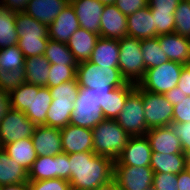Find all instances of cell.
<instances>
[{"instance_id":"obj_1","label":"cell","mask_w":190,"mask_h":190,"mask_svg":"<svg viewBox=\"0 0 190 190\" xmlns=\"http://www.w3.org/2000/svg\"><path fill=\"white\" fill-rule=\"evenodd\" d=\"M69 182L71 190H94L113 179L114 161L93 151L71 153Z\"/></svg>"},{"instance_id":"obj_2","label":"cell","mask_w":190,"mask_h":190,"mask_svg":"<svg viewBox=\"0 0 190 190\" xmlns=\"http://www.w3.org/2000/svg\"><path fill=\"white\" fill-rule=\"evenodd\" d=\"M11 108L25 113L36 126H46L47 112L52 102L50 89L24 83L10 93Z\"/></svg>"},{"instance_id":"obj_3","label":"cell","mask_w":190,"mask_h":190,"mask_svg":"<svg viewBox=\"0 0 190 190\" xmlns=\"http://www.w3.org/2000/svg\"><path fill=\"white\" fill-rule=\"evenodd\" d=\"M93 152L115 161L126 147L129 138L116 120L104 119L92 129Z\"/></svg>"},{"instance_id":"obj_4","label":"cell","mask_w":190,"mask_h":190,"mask_svg":"<svg viewBox=\"0 0 190 190\" xmlns=\"http://www.w3.org/2000/svg\"><path fill=\"white\" fill-rule=\"evenodd\" d=\"M76 79L79 88L89 89H114L127 83L119 68L99 66L90 61L78 63Z\"/></svg>"},{"instance_id":"obj_5","label":"cell","mask_w":190,"mask_h":190,"mask_svg":"<svg viewBox=\"0 0 190 190\" xmlns=\"http://www.w3.org/2000/svg\"><path fill=\"white\" fill-rule=\"evenodd\" d=\"M118 45L121 75L127 82L138 84L146 72L141 53V40L126 36L118 40Z\"/></svg>"},{"instance_id":"obj_6","label":"cell","mask_w":190,"mask_h":190,"mask_svg":"<svg viewBox=\"0 0 190 190\" xmlns=\"http://www.w3.org/2000/svg\"><path fill=\"white\" fill-rule=\"evenodd\" d=\"M184 66V64L169 60L159 66L149 68L138 85L148 92L164 94L177 86Z\"/></svg>"},{"instance_id":"obj_7","label":"cell","mask_w":190,"mask_h":190,"mask_svg":"<svg viewBox=\"0 0 190 190\" xmlns=\"http://www.w3.org/2000/svg\"><path fill=\"white\" fill-rule=\"evenodd\" d=\"M144 114L142 88L136 84L135 90L127 97L115 120L130 136H145L149 129Z\"/></svg>"},{"instance_id":"obj_8","label":"cell","mask_w":190,"mask_h":190,"mask_svg":"<svg viewBox=\"0 0 190 190\" xmlns=\"http://www.w3.org/2000/svg\"><path fill=\"white\" fill-rule=\"evenodd\" d=\"M104 119L101 108L98 105L97 91L89 88H79L70 124L93 129Z\"/></svg>"},{"instance_id":"obj_9","label":"cell","mask_w":190,"mask_h":190,"mask_svg":"<svg viewBox=\"0 0 190 190\" xmlns=\"http://www.w3.org/2000/svg\"><path fill=\"white\" fill-rule=\"evenodd\" d=\"M60 178L69 181V157L67 153L55 156H37L28 170V180L38 181Z\"/></svg>"},{"instance_id":"obj_10","label":"cell","mask_w":190,"mask_h":190,"mask_svg":"<svg viewBox=\"0 0 190 190\" xmlns=\"http://www.w3.org/2000/svg\"><path fill=\"white\" fill-rule=\"evenodd\" d=\"M142 100L148 129L170 126L173 123V105L163 94L142 89Z\"/></svg>"},{"instance_id":"obj_11","label":"cell","mask_w":190,"mask_h":190,"mask_svg":"<svg viewBox=\"0 0 190 190\" xmlns=\"http://www.w3.org/2000/svg\"><path fill=\"white\" fill-rule=\"evenodd\" d=\"M36 125L24 112L10 109L0 121V147L25 138H31Z\"/></svg>"},{"instance_id":"obj_12","label":"cell","mask_w":190,"mask_h":190,"mask_svg":"<svg viewBox=\"0 0 190 190\" xmlns=\"http://www.w3.org/2000/svg\"><path fill=\"white\" fill-rule=\"evenodd\" d=\"M153 175L150 166H114L113 178L120 190H152Z\"/></svg>"},{"instance_id":"obj_13","label":"cell","mask_w":190,"mask_h":190,"mask_svg":"<svg viewBox=\"0 0 190 190\" xmlns=\"http://www.w3.org/2000/svg\"><path fill=\"white\" fill-rule=\"evenodd\" d=\"M152 150L145 136H131L126 147L114 161V166H150Z\"/></svg>"},{"instance_id":"obj_14","label":"cell","mask_w":190,"mask_h":190,"mask_svg":"<svg viewBox=\"0 0 190 190\" xmlns=\"http://www.w3.org/2000/svg\"><path fill=\"white\" fill-rule=\"evenodd\" d=\"M64 153H82L93 151L92 129L68 124L60 129Z\"/></svg>"},{"instance_id":"obj_15","label":"cell","mask_w":190,"mask_h":190,"mask_svg":"<svg viewBox=\"0 0 190 190\" xmlns=\"http://www.w3.org/2000/svg\"><path fill=\"white\" fill-rule=\"evenodd\" d=\"M79 25L87 31L100 35V20L104 5L98 0H70Z\"/></svg>"},{"instance_id":"obj_16","label":"cell","mask_w":190,"mask_h":190,"mask_svg":"<svg viewBox=\"0 0 190 190\" xmlns=\"http://www.w3.org/2000/svg\"><path fill=\"white\" fill-rule=\"evenodd\" d=\"M127 36V17L115 4L104 5L100 20V37L122 39Z\"/></svg>"},{"instance_id":"obj_17","label":"cell","mask_w":190,"mask_h":190,"mask_svg":"<svg viewBox=\"0 0 190 190\" xmlns=\"http://www.w3.org/2000/svg\"><path fill=\"white\" fill-rule=\"evenodd\" d=\"M37 156H55L63 152L60 129L36 126L31 137Z\"/></svg>"},{"instance_id":"obj_18","label":"cell","mask_w":190,"mask_h":190,"mask_svg":"<svg viewBox=\"0 0 190 190\" xmlns=\"http://www.w3.org/2000/svg\"><path fill=\"white\" fill-rule=\"evenodd\" d=\"M79 28L78 18L69 4L48 26V37L53 41L67 43Z\"/></svg>"},{"instance_id":"obj_19","label":"cell","mask_w":190,"mask_h":190,"mask_svg":"<svg viewBox=\"0 0 190 190\" xmlns=\"http://www.w3.org/2000/svg\"><path fill=\"white\" fill-rule=\"evenodd\" d=\"M152 152L163 154L184 153L179 137L172 126L149 129L146 133Z\"/></svg>"},{"instance_id":"obj_20","label":"cell","mask_w":190,"mask_h":190,"mask_svg":"<svg viewBox=\"0 0 190 190\" xmlns=\"http://www.w3.org/2000/svg\"><path fill=\"white\" fill-rule=\"evenodd\" d=\"M161 49L170 61L190 65V38L176 33L159 35Z\"/></svg>"},{"instance_id":"obj_21","label":"cell","mask_w":190,"mask_h":190,"mask_svg":"<svg viewBox=\"0 0 190 190\" xmlns=\"http://www.w3.org/2000/svg\"><path fill=\"white\" fill-rule=\"evenodd\" d=\"M127 36L139 40L156 38V28L149 6L127 16Z\"/></svg>"},{"instance_id":"obj_22","label":"cell","mask_w":190,"mask_h":190,"mask_svg":"<svg viewBox=\"0 0 190 190\" xmlns=\"http://www.w3.org/2000/svg\"><path fill=\"white\" fill-rule=\"evenodd\" d=\"M69 2L70 0H30L24 12L49 26Z\"/></svg>"},{"instance_id":"obj_23","label":"cell","mask_w":190,"mask_h":190,"mask_svg":"<svg viewBox=\"0 0 190 190\" xmlns=\"http://www.w3.org/2000/svg\"><path fill=\"white\" fill-rule=\"evenodd\" d=\"M99 37V34L87 31L81 27L70 37L67 47L77 63L89 61Z\"/></svg>"},{"instance_id":"obj_24","label":"cell","mask_w":190,"mask_h":190,"mask_svg":"<svg viewBox=\"0 0 190 190\" xmlns=\"http://www.w3.org/2000/svg\"><path fill=\"white\" fill-rule=\"evenodd\" d=\"M89 61L99 66L119 68L118 40L99 37Z\"/></svg>"},{"instance_id":"obj_25","label":"cell","mask_w":190,"mask_h":190,"mask_svg":"<svg viewBox=\"0 0 190 190\" xmlns=\"http://www.w3.org/2000/svg\"><path fill=\"white\" fill-rule=\"evenodd\" d=\"M49 68L50 62L44 55L25 58V83L48 87Z\"/></svg>"},{"instance_id":"obj_26","label":"cell","mask_w":190,"mask_h":190,"mask_svg":"<svg viewBox=\"0 0 190 190\" xmlns=\"http://www.w3.org/2000/svg\"><path fill=\"white\" fill-rule=\"evenodd\" d=\"M28 171L0 147V186L28 182Z\"/></svg>"},{"instance_id":"obj_27","label":"cell","mask_w":190,"mask_h":190,"mask_svg":"<svg viewBox=\"0 0 190 190\" xmlns=\"http://www.w3.org/2000/svg\"><path fill=\"white\" fill-rule=\"evenodd\" d=\"M5 152L25 170H29L37 159L31 138L21 139L2 146Z\"/></svg>"},{"instance_id":"obj_28","label":"cell","mask_w":190,"mask_h":190,"mask_svg":"<svg viewBox=\"0 0 190 190\" xmlns=\"http://www.w3.org/2000/svg\"><path fill=\"white\" fill-rule=\"evenodd\" d=\"M185 153L163 154L152 152L150 167L154 173H169L178 175L185 170Z\"/></svg>"},{"instance_id":"obj_29","label":"cell","mask_w":190,"mask_h":190,"mask_svg":"<svg viewBox=\"0 0 190 190\" xmlns=\"http://www.w3.org/2000/svg\"><path fill=\"white\" fill-rule=\"evenodd\" d=\"M136 84L127 82L112 89L105 99V119L115 120L122 111L127 97L135 90Z\"/></svg>"},{"instance_id":"obj_30","label":"cell","mask_w":190,"mask_h":190,"mask_svg":"<svg viewBox=\"0 0 190 190\" xmlns=\"http://www.w3.org/2000/svg\"><path fill=\"white\" fill-rule=\"evenodd\" d=\"M74 103L63 100H52L47 112L46 126L61 129L70 124Z\"/></svg>"},{"instance_id":"obj_31","label":"cell","mask_w":190,"mask_h":190,"mask_svg":"<svg viewBox=\"0 0 190 190\" xmlns=\"http://www.w3.org/2000/svg\"><path fill=\"white\" fill-rule=\"evenodd\" d=\"M15 22L19 38L48 37V26L35 20L25 12L16 13Z\"/></svg>"},{"instance_id":"obj_32","label":"cell","mask_w":190,"mask_h":190,"mask_svg":"<svg viewBox=\"0 0 190 190\" xmlns=\"http://www.w3.org/2000/svg\"><path fill=\"white\" fill-rule=\"evenodd\" d=\"M15 14L12 10L0 6V49L18 43Z\"/></svg>"},{"instance_id":"obj_33","label":"cell","mask_w":190,"mask_h":190,"mask_svg":"<svg viewBox=\"0 0 190 190\" xmlns=\"http://www.w3.org/2000/svg\"><path fill=\"white\" fill-rule=\"evenodd\" d=\"M141 53L146 70L169 61L164 50L160 47L159 36L141 40Z\"/></svg>"},{"instance_id":"obj_34","label":"cell","mask_w":190,"mask_h":190,"mask_svg":"<svg viewBox=\"0 0 190 190\" xmlns=\"http://www.w3.org/2000/svg\"><path fill=\"white\" fill-rule=\"evenodd\" d=\"M44 56L50 64L78 65L67 43L50 40L47 43Z\"/></svg>"},{"instance_id":"obj_35","label":"cell","mask_w":190,"mask_h":190,"mask_svg":"<svg viewBox=\"0 0 190 190\" xmlns=\"http://www.w3.org/2000/svg\"><path fill=\"white\" fill-rule=\"evenodd\" d=\"M25 56L17 44L0 49V67L7 71L24 68Z\"/></svg>"},{"instance_id":"obj_36","label":"cell","mask_w":190,"mask_h":190,"mask_svg":"<svg viewBox=\"0 0 190 190\" xmlns=\"http://www.w3.org/2000/svg\"><path fill=\"white\" fill-rule=\"evenodd\" d=\"M174 33L190 38V0H180L174 12Z\"/></svg>"},{"instance_id":"obj_37","label":"cell","mask_w":190,"mask_h":190,"mask_svg":"<svg viewBox=\"0 0 190 190\" xmlns=\"http://www.w3.org/2000/svg\"><path fill=\"white\" fill-rule=\"evenodd\" d=\"M49 37H25L19 38L17 46L23 52L25 58L44 55Z\"/></svg>"},{"instance_id":"obj_38","label":"cell","mask_w":190,"mask_h":190,"mask_svg":"<svg viewBox=\"0 0 190 190\" xmlns=\"http://www.w3.org/2000/svg\"><path fill=\"white\" fill-rule=\"evenodd\" d=\"M77 65L50 64L48 87L58 86L76 78Z\"/></svg>"},{"instance_id":"obj_39","label":"cell","mask_w":190,"mask_h":190,"mask_svg":"<svg viewBox=\"0 0 190 190\" xmlns=\"http://www.w3.org/2000/svg\"><path fill=\"white\" fill-rule=\"evenodd\" d=\"M53 100H63L75 102L79 94L77 79L63 82L58 86L48 87Z\"/></svg>"},{"instance_id":"obj_40","label":"cell","mask_w":190,"mask_h":190,"mask_svg":"<svg viewBox=\"0 0 190 190\" xmlns=\"http://www.w3.org/2000/svg\"><path fill=\"white\" fill-rule=\"evenodd\" d=\"M25 83L24 68L7 71L0 67V88L9 94Z\"/></svg>"},{"instance_id":"obj_41","label":"cell","mask_w":190,"mask_h":190,"mask_svg":"<svg viewBox=\"0 0 190 190\" xmlns=\"http://www.w3.org/2000/svg\"><path fill=\"white\" fill-rule=\"evenodd\" d=\"M175 11H151L157 35L174 33Z\"/></svg>"},{"instance_id":"obj_42","label":"cell","mask_w":190,"mask_h":190,"mask_svg":"<svg viewBox=\"0 0 190 190\" xmlns=\"http://www.w3.org/2000/svg\"><path fill=\"white\" fill-rule=\"evenodd\" d=\"M29 190H71L70 182L60 178L28 181Z\"/></svg>"},{"instance_id":"obj_43","label":"cell","mask_w":190,"mask_h":190,"mask_svg":"<svg viewBox=\"0 0 190 190\" xmlns=\"http://www.w3.org/2000/svg\"><path fill=\"white\" fill-rule=\"evenodd\" d=\"M152 190H178L176 174L154 173Z\"/></svg>"},{"instance_id":"obj_44","label":"cell","mask_w":190,"mask_h":190,"mask_svg":"<svg viewBox=\"0 0 190 190\" xmlns=\"http://www.w3.org/2000/svg\"><path fill=\"white\" fill-rule=\"evenodd\" d=\"M188 122H190V96H186L173 106V123Z\"/></svg>"},{"instance_id":"obj_45","label":"cell","mask_w":190,"mask_h":190,"mask_svg":"<svg viewBox=\"0 0 190 190\" xmlns=\"http://www.w3.org/2000/svg\"><path fill=\"white\" fill-rule=\"evenodd\" d=\"M175 134L179 137L183 152L190 153V122L188 123H172Z\"/></svg>"},{"instance_id":"obj_46","label":"cell","mask_w":190,"mask_h":190,"mask_svg":"<svg viewBox=\"0 0 190 190\" xmlns=\"http://www.w3.org/2000/svg\"><path fill=\"white\" fill-rule=\"evenodd\" d=\"M115 5L127 17L148 6V0H117Z\"/></svg>"},{"instance_id":"obj_47","label":"cell","mask_w":190,"mask_h":190,"mask_svg":"<svg viewBox=\"0 0 190 190\" xmlns=\"http://www.w3.org/2000/svg\"><path fill=\"white\" fill-rule=\"evenodd\" d=\"M180 0H148L151 11H175Z\"/></svg>"},{"instance_id":"obj_48","label":"cell","mask_w":190,"mask_h":190,"mask_svg":"<svg viewBox=\"0 0 190 190\" xmlns=\"http://www.w3.org/2000/svg\"><path fill=\"white\" fill-rule=\"evenodd\" d=\"M186 96H190V65H185L181 70V75L177 86Z\"/></svg>"},{"instance_id":"obj_49","label":"cell","mask_w":190,"mask_h":190,"mask_svg":"<svg viewBox=\"0 0 190 190\" xmlns=\"http://www.w3.org/2000/svg\"><path fill=\"white\" fill-rule=\"evenodd\" d=\"M30 0H3L2 6L15 13L24 12Z\"/></svg>"},{"instance_id":"obj_50","label":"cell","mask_w":190,"mask_h":190,"mask_svg":"<svg viewBox=\"0 0 190 190\" xmlns=\"http://www.w3.org/2000/svg\"><path fill=\"white\" fill-rule=\"evenodd\" d=\"M11 109V97L8 92L0 88V121L5 117Z\"/></svg>"},{"instance_id":"obj_51","label":"cell","mask_w":190,"mask_h":190,"mask_svg":"<svg viewBox=\"0 0 190 190\" xmlns=\"http://www.w3.org/2000/svg\"><path fill=\"white\" fill-rule=\"evenodd\" d=\"M163 95L173 106L177 105L181 99L186 98V95L178 87L172 88Z\"/></svg>"},{"instance_id":"obj_52","label":"cell","mask_w":190,"mask_h":190,"mask_svg":"<svg viewBox=\"0 0 190 190\" xmlns=\"http://www.w3.org/2000/svg\"><path fill=\"white\" fill-rule=\"evenodd\" d=\"M178 190H190V174L185 170L177 175Z\"/></svg>"},{"instance_id":"obj_53","label":"cell","mask_w":190,"mask_h":190,"mask_svg":"<svg viewBox=\"0 0 190 190\" xmlns=\"http://www.w3.org/2000/svg\"><path fill=\"white\" fill-rule=\"evenodd\" d=\"M111 90L112 89H94V91H97L98 105L101 108L104 118H105V99Z\"/></svg>"},{"instance_id":"obj_54","label":"cell","mask_w":190,"mask_h":190,"mask_svg":"<svg viewBox=\"0 0 190 190\" xmlns=\"http://www.w3.org/2000/svg\"><path fill=\"white\" fill-rule=\"evenodd\" d=\"M0 190H29L28 182L0 186Z\"/></svg>"},{"instance_id":"obj_55","label":"cell","mask_w":190,"mask_h":190,"mask_svg":"<svg viewBox=\"0 0 190 190\" xmlns=\"http://www.w3.org/2000/svg\"><path fill=\"white\" fill-rule=\"evenodd\" d=\"M94 190H120V189L118 188L116 180L113 178L107 183L98 186Z\"/></svg>"},{"instance_id":"obj_56","label":"cell","mask_w":190,"mask_h":190,"mask_svg":"<svg viewBox=\"0 0 190 190\" xmlns=\"http://www.w3.org/2000/svg\"><path fill=\"white\" fill-rule=\"evenodd\" d=\"M185 171L190 174V153L186 155L185 159Z\"/></svg>"},{"instance_id":"obj_57","label":"cell","mask_w":190,"mask_h":190,"mask_svg":"<svg viewBox=\"0 0 190 190\" xmlns=\"http://www.w3.org/2000/svg\"><path fill=\"white\" fill-rule=\"evenodd\" d=\"M101 2L103 5H112L115 4L117 0H98Z\"/></svg>"}]
</instances>
